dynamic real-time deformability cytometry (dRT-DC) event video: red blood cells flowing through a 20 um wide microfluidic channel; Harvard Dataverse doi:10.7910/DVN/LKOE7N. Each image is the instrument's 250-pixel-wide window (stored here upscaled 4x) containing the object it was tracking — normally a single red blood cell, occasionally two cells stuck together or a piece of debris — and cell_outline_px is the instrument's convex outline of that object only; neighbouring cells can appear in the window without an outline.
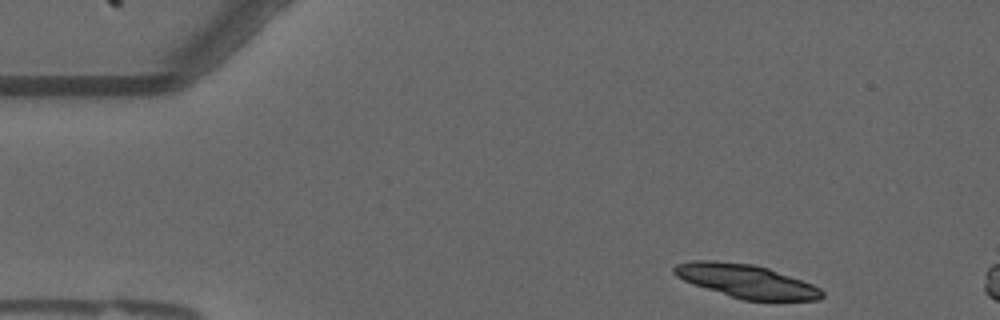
{"species": "common noctule bat (a hibernating species)", "species_latin": "Nyctalus noctula", "temperature_condition": "warm", "stored_images_in_passage": 6, "camera_frame_rate_fps": 3000, "um_per_image_px": 0.085, "animal": {"sex": "male", "forearm_length_mm": 52.5}, "frame": {"image": 1, "passage_image": 1, "time_ms": 0.0, "image_size_px": [1000, 320], "cell_outline_px": [[824, 296], [820, 300], [744, 300], [692, 284], [676, 276], [672, 272], [672, 268], [676, 264], [692, 260], [716, 260], [752, 264], [768, 268], [812, 284], [820, 288], [824, 292]], "centroid_in_image_um": [63.41, 23.88], "position_along_channel_um": 21.6, "area_um2": 28.73}}